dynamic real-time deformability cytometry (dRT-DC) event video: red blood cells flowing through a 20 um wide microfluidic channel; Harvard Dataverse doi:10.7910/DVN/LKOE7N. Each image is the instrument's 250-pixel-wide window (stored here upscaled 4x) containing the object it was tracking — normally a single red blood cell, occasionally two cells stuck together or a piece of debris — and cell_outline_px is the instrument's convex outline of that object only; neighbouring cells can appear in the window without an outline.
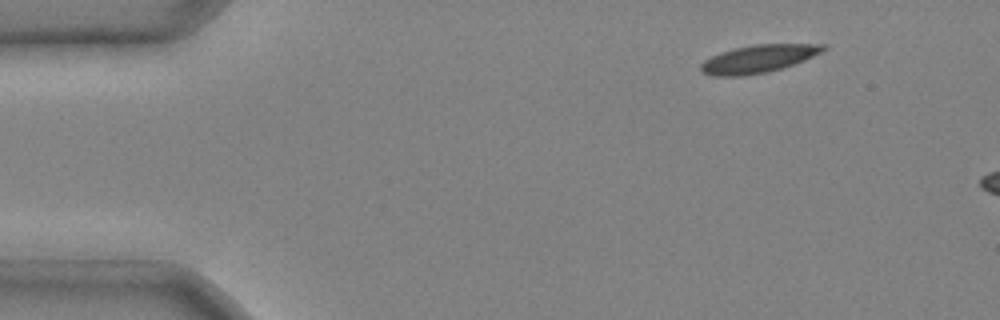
{"species": "common noctule bat (a hibernating species)", "species_latin": "Nyctalus noctula", "temperature_condition": "cold", "stored_images_in_passage": 2, "camera_frame_rate_fps": 3000, "um_per_image_px": 0.085, "animal": {"sex": "male", "body_mass_g": 20.4}, "frame": {"image": 1, "passage_image": 1, "time_ms": 0.0, "image_size_px": [1000, 320], "cell_outline_px": [[828, 48], [804, 60], [768, 72], [744, 76], [712, 76], [704, 72], [700, 68], [700, 64], [704, 60], [720, 52], [736, 48], [756, 44], [828, 44]], "centroid_in_image_um": [64.45, 5.0], "position_along_channel_um": 20.5, "area_um2": 19.65}}